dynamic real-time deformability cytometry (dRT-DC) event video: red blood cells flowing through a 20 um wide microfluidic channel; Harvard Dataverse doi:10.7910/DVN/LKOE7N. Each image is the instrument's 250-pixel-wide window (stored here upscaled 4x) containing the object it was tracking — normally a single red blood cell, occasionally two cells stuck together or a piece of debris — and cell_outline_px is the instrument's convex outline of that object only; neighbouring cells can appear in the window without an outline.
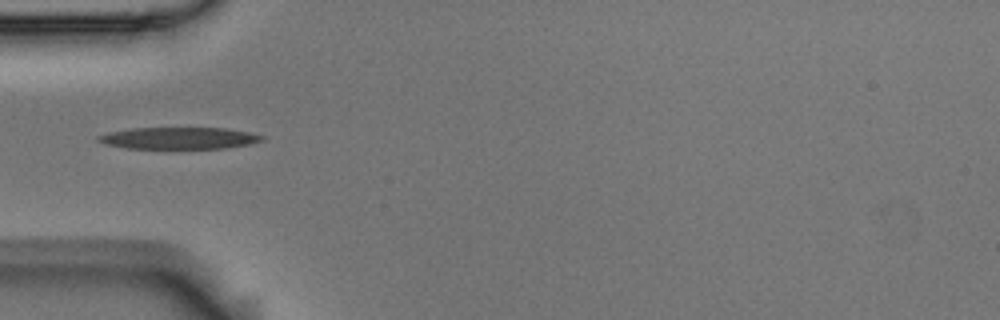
{"species": "Egyptian fruit bat (a non-hibernating species)", "species_latin": "Rousettus aegyptiacus", "temperature_condition": "room temperature", "stored_images_in_passage": 5, "camera_frame_rate_fps": 3000, "um_per_image_px": 0.085, "animal": {"sex": "male"}, "frame": {"image": 1, "passage_image": 4, "time_ms": 1.0, "image_size_px": [1000, 320], "cell_outline_px": [[264, 140], [248, 144], [224, 148], [124, 148], [104, 144], [96, 140], [96, 136], [108, 132], [132, 128], [228, 128], [252, 132], [264, 136]], "centroid_in_image_um": [15.19, 11.73], "position_along_channel_um": 69.8, "area_um2": 20.87}}
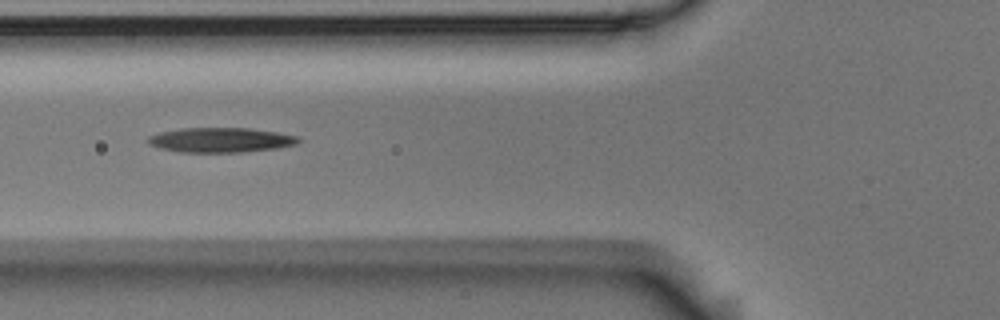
{"frame": {"image": 2, "passage_image": 5, "time_ms": 1.333, "image_size_px": [1000, 320], "cell_outline_px": [[300, 140], [296, 144], [272, 148], [240, 152], [180, 152], [160, 148], [148, 144], [144, 140], [148, 136], [160, 132], [180, 128], [248, 128], [276, 132], [300, 136]], "centroid_in_image_um": [18.69, 11.89], "position_along_channel_um": 107.1, "area_um2": 21.62}}